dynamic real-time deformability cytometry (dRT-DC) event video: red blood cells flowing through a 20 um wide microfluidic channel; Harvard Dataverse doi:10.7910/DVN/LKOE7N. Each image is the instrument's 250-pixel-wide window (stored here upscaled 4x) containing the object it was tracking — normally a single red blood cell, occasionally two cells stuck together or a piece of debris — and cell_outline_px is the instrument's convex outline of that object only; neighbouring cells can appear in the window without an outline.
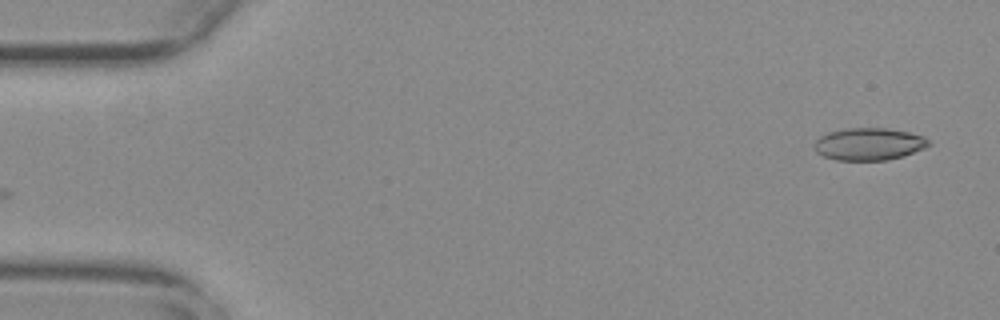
{"species": "common noctule bat (a hibernating species)", "species_latin": "Nyctalus noctula", "temperature_condition": "warm", "stored_images_in_passage": 19, "camera_frame_rate_fps": 3000, "um_per_image_px": 0.085, "animal": {"sex": "female", "body_mass_g": 29.2, "forearm_length_mm": 56.3}, "frame": {"image": 1, "passage_image": 1, "time_ms": 0.0, "image_size_px": [1000, 320], "cell_outline_px": [[932, 144], [924, 148], [900, 156], [884, 160], [836, 160], [824, 156], [816, 152], [816, 140], [820, 136], [828, 132], [844, 128], [888, 128], [908, 132], [924, 136]], "centroid_in_image_um": [73.85, 12.23], "position_along_channel_um": 11.1, "area_um2": 21.33}}
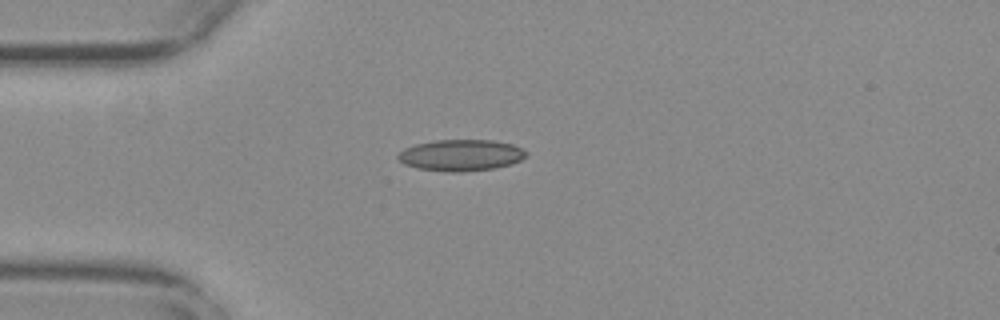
{"frame": {"image": 2, "passage_image": 13, "time_ms": 4.0, "image_size_px": [1000, 320], "cell_outline_px": [[528, 152], [520, 160], [512, 164], [492, 168], [460, 172], [444, 172], [416, 168], [404, 164], [396, 156], [404, 148], [416, 144], [436, 140], [492, 140], [512, 144]], "centroid_in_image_um": [39.15, 13.19], "position_along_channel_um": 45.9, "area_um2": 23.35}}
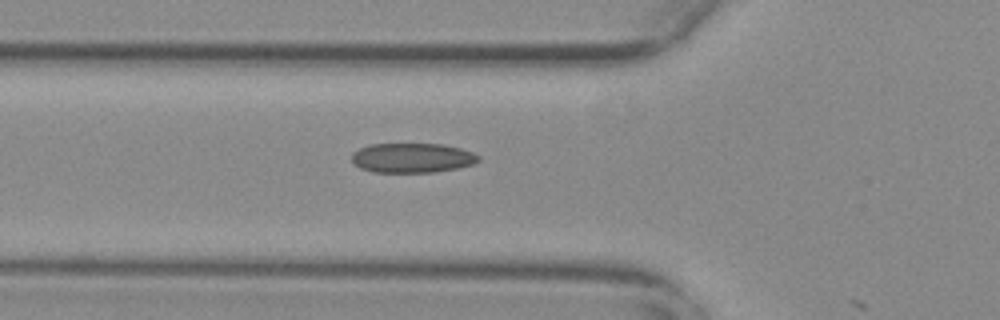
{"frame": {"image": 3, "passage_image": 18, "time_ms": 5.667, "image_size_px": [1000, 320], "cell_outline_px": [[480, 160], [472, 164], [456, 168], [432, 172], [372, 172], [360, 168], [352, 160], [352, 152], [360, 148], [372, 144], [444, 144], [460, 148], [472, 152], [480, 156]], "centroid_in_image_um": [35.04, 13.41], "position_along_channel_um": 90.8, "area_um2": 21.79}}